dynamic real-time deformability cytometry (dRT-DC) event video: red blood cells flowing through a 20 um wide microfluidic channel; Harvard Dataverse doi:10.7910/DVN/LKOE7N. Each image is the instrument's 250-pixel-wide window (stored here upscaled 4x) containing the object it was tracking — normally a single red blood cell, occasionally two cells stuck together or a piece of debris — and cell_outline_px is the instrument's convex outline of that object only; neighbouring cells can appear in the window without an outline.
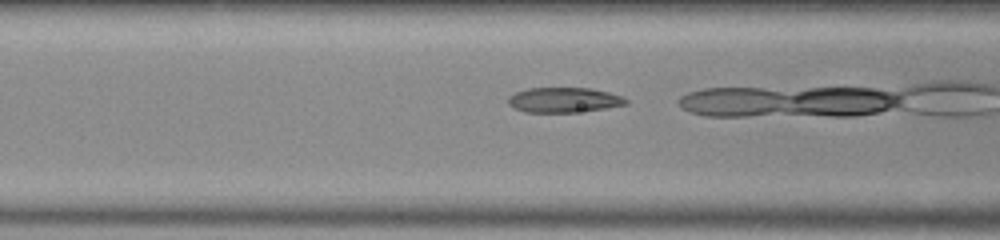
{"species": "common noctule bat (a hibernating species)", "species_latin": "Nyctalus noctula", "temperature_condition": "room temperature", "stored_images_in_passage": 19, "camera_frame_rate_fps": 3000, "um_per_image_px": 0.085, "animal": {"sex": "male", "body_mass_g": 20.0, "forearm_length_mm": 53.3}, "frame": {"image": 1, "passage_image": 17, "time_ms": 5.333, "image_size_px": [1000, 240], "cell_outline_px": [[628, 104], [604, 108], [576, 112], [524, 112], [508, 104], [508, 96], [516, 92], [528, 88], [592, 88], [624, 96], [628, 100]], "centroid_in_image_um": [47.94, 8.49], "position_along_channel_um": 118.7, "area_um2": 17.17}}